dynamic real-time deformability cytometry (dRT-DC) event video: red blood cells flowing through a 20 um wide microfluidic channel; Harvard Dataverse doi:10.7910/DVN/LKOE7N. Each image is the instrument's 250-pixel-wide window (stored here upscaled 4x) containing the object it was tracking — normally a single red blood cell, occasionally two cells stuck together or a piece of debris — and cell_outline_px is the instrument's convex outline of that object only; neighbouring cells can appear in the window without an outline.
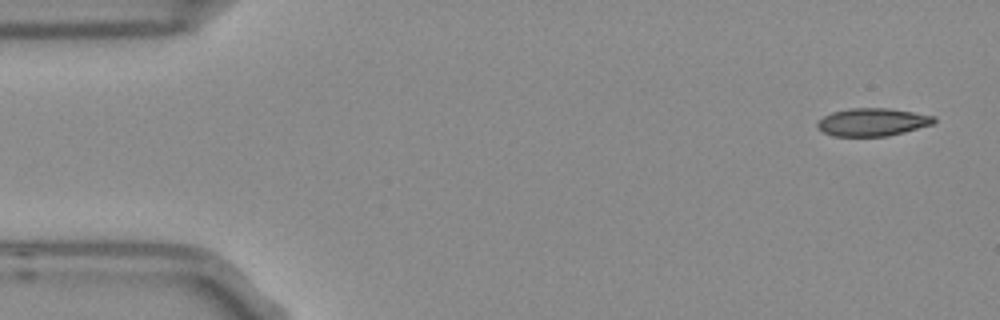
{"species": "Egyptian fruit bat (a non-hibernating species)", "species_latin": "Rousettus aegyptiacus", "temperature_condition": "room temperature", "stored_images_in_passage": 4, "camera_frame_rate_fps": 3000, "um_per_image_px": 0.085, "frame": {"image": 1, "passage_image": 1, "time_ms": 0.0, "image_size_px": [1000, 320], "cell_outline_px": [[936, 120], [932, 124], [904, 132], [888, 136], [832, 136], [816, 128], [816, 120], [832, 112], [848, 108], [888, 108], [936, 116]], "centroid_in_image_um": [74.11, 10.37], "position_along_channel_um": 10.9, "area_um2": 19.02}}
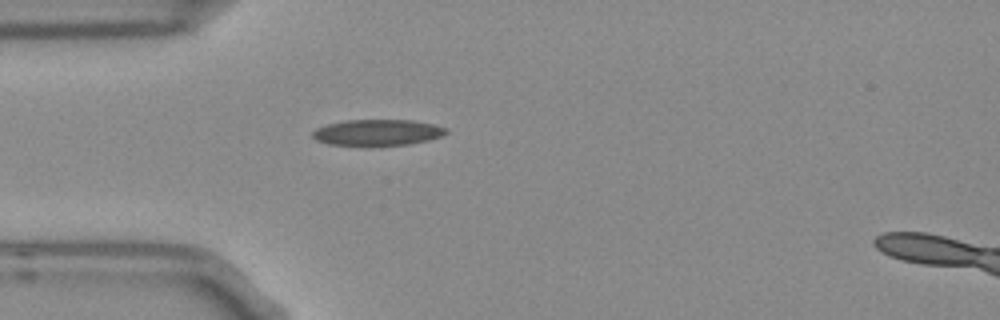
{"frame": {"image": 2, "passage_image": 4, "time_ms": 1.0, "image_size_px": [1000, 320], "cell_outline_px": [[448, 132], [440, 136], [428, 140], [408, 144], [328, 144], [316, 140], [312, 136], [312, 132], [316, 128], [328, 124], [348, 120], [412, 120], [432, 124], [448, 128]], "centroid_in_image_um": [32.09, 11.24], "position_along_channel_um": 52.9, "area_um2": 19.77}}